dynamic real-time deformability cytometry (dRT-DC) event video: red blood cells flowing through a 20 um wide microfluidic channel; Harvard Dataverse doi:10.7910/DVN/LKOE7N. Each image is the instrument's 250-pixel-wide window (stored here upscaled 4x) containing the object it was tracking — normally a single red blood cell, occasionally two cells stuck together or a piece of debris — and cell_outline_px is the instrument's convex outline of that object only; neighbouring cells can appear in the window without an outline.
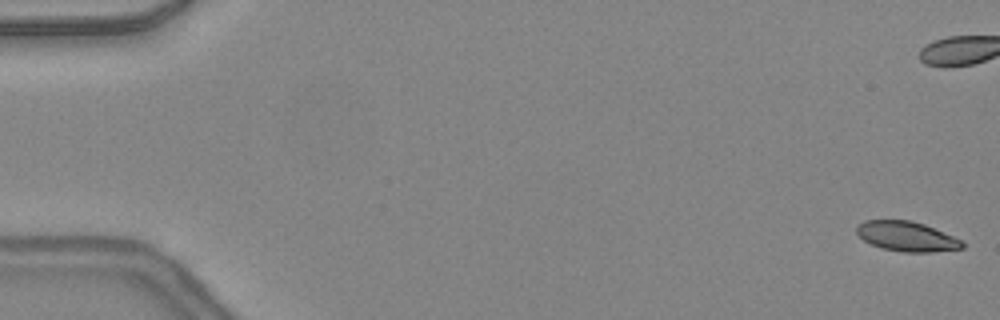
{"species": "common noctule bat (a hibernating species)", "species_latin": "Nyctalus noctula", "temperature_condition": "warm", "stored_images_in_passage": 48, "camera_frame_rate_fps": 3000, "um_per_image_px": 0.085, "animal": {"sex": "female", "body_mass_g": 24.6, "forearm_length_mm": 56.2}, "frame": {"image": 1, "passage_image": 1, "time_ms": 0.0, "image_size_px": [1000, 320], "cell_outline_px": [[964, 248], [932, 252], [904, 252], [880, 248], [864, 240], [856, 232], [856, 228], [864, 220], [912, 220], [924, 224], [964, 240]], "centroid_in_image_um": [77.11, 20.09], "position_along_channel_um": 7.9, "area_um2": 18.44}, "authors_computed_cell_mechanics": {"area_um2": 19.7965, "velocity_mm_per_s": 4.3703, "shape_relaxation_time_tau1_ms": 6.0234, "shape_relaxation_time_tau2_ms": 1.6348, "deformation_change_tau1": 0.1901, "deformation_change_tau2": 0.0748}}